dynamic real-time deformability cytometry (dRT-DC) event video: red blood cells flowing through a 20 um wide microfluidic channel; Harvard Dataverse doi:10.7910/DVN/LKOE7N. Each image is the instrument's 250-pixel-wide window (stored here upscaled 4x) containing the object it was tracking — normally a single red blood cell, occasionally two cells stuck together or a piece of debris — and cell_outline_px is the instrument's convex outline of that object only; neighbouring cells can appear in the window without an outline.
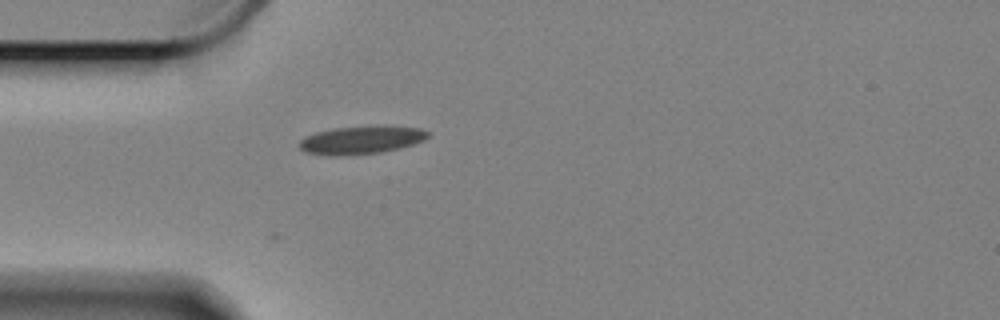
{"species": "Egyptian fruit bat (a non-hibernating species)", "species_latin": "Rousettus aegyptiacus", "temperature_condition": "cold", "stored_images_in_passage": 28, "camera_frame_rate_fps": 3000, "um_per_image_px": 0.085, "animal": {"sex": "female"}, "frame": {"image": 1, "passage_image": 1, "time_ms": 0.0, "image_size_px": [1000, 320], "cell_outline_px": [[428, 136], [424, 140], [400, 148], [380, 152], [340, 156], [328, 156], [304, 152], [300, 148], [300, 140], [304, 136], [316, 132], [332, 128], [420, 128], [428, 132]], "centroid_in_image_um": [30.59, 11.95], "position_along_channel_um": 54.4, "area_um2": 20.17}}
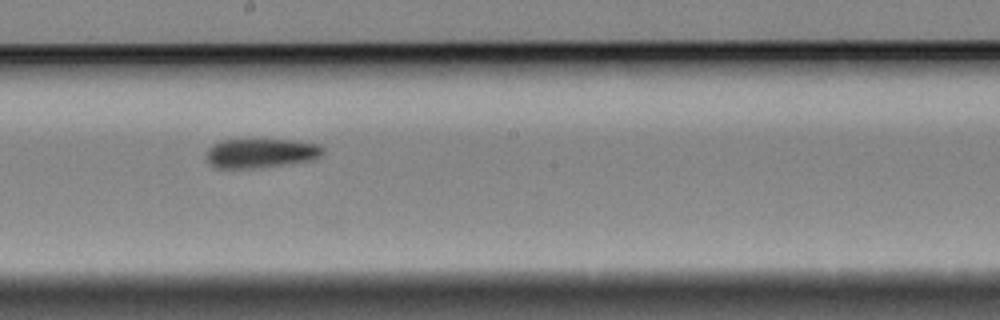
{"frame": {"image": 2, "passage_image": 17, "time_ms": 5.333, "image_size_px": [1000, 320], "cell_outline_px": [[324, 152], [320, 156], [312, 160], [252, 168], [216, 168], [204, 156], [208, 148], [212, 144], [220, 140], [292, 140], [320, 144], [324, 148]], "centroid_in_image_um": [22.15, 13.01], "position_along_channel_um": 226.0, "area_um2": 19.83}}
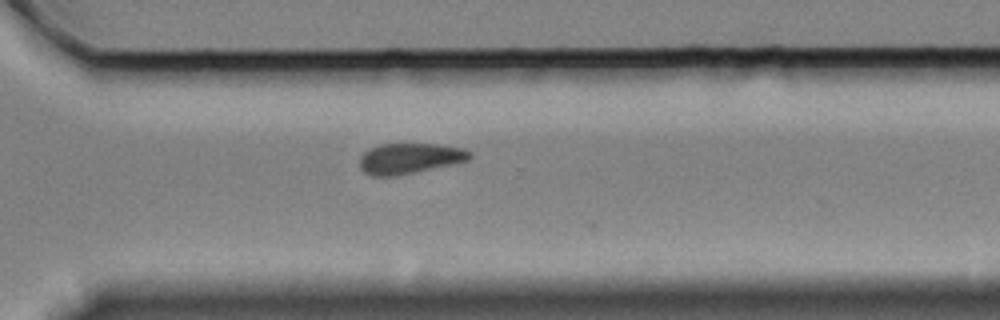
{"frame": {"image": 3, "passage_image": 27, "time_ms": 8.667, "image_size_px": [1000, 320], "cell_outline_px": [[472, 156], [468, 160], [412, 172], [392, 176], [372, 176], [364, 172], [360, 168], [360, 156], [368, 148], [380, 144], [440, 144], [460, 148], [472, 152]], "centroid_in_image_um": [34.77, 13.45], "position_along_channel_um": 335.8, "area_um2": 19.31}}